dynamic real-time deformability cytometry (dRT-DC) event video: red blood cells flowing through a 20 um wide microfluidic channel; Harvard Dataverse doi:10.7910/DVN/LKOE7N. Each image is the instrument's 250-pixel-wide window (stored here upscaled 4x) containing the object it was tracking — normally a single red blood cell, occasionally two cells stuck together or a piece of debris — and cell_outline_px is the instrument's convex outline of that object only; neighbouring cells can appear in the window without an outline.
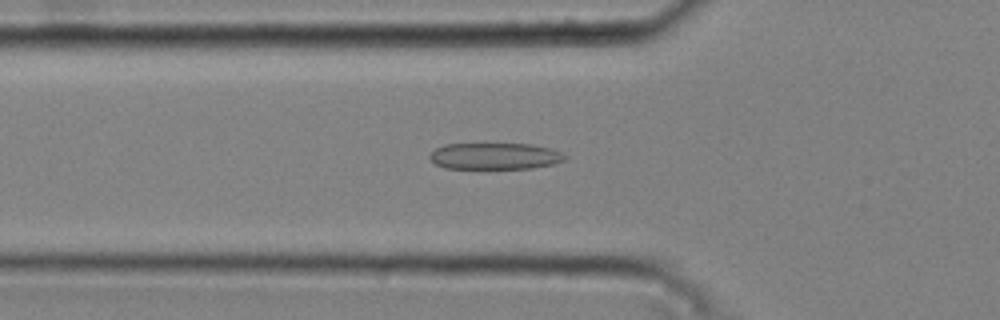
{"species": "common noctule bat (a hibernating species)", "species_latin": "Nyctalus noctula", "temperature_condition": "cold", "stored_images_in_passage": 44, "camera_frame_rate_fps": 3000, "um_per_image_px": 0.085, "animal": {"sex": "male", "body_mass_g": 20.4}, "frame": {"image": 1, "passage_image": 16, "time_ms": 5.0, "image_size_px": [1000, 320], "cell_outline_px": [[568, 156], [564, 160], [552, 164], [532, 168], [484, 172], [444, 168], [436, 164], [428, 156], [436, 148], [444, 144], [484, 140], [532, 144], [552, 148]], "centroid_in_image_um": [42.0, 13.26], "position_along_channel_um": 83.8, "area_um2": 23.35}}
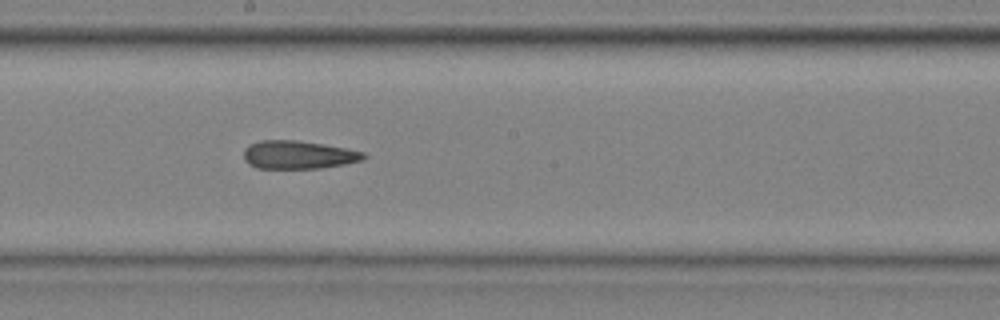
{"frame": {"image": 2, "passage_image": 27, "time_ms": 8.667, "image_size_px": [1000, 320], "cell_outline_px": [[368, 156], [364, 160], [344, 164], [320, 168], [256, 168], [248, 164], [244, 160], [244, 148], [248, 144], [260, 140], [296, 140], [324, 144], [348, 148], [364, 152]], "centroid_in_image_um": [25.36, 13.15], "position_along_channel_um": 222.8, "area_um2": 19.94}}
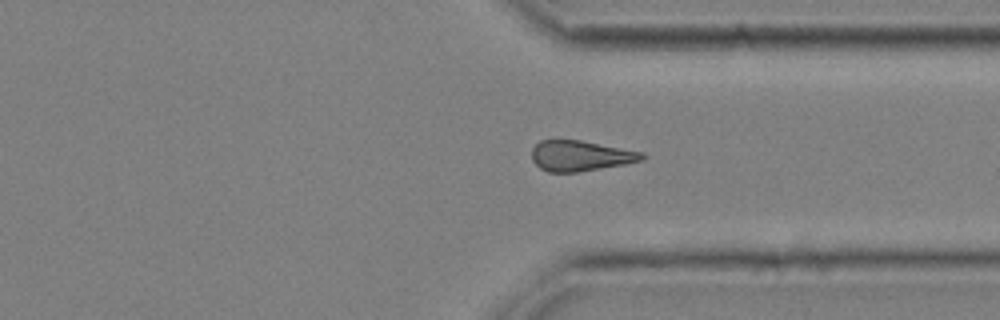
{"frame": {"image": 3, "passage_image": 38, "time_ms": 12.333, "image_size_px": [1000, 320], "cell_outline_px": [[648, 156], [644, 160], [624, 164], [576, 172], [548, 172], [540, 168], [532, 160], [532, 148], [540, 140], [580, 140], [644, 152]], "centroid_in_image_um": [49.36, 13.24], "position_along_channel_um": 362.0, "area_um2": 19.59}, "authors_computed_cell_mechanics": {"area_um2": 20.2011, "velocity_mm_per_s": 3.7824, "shape_relaxation_time_tau1_ms": null, "shape_relaxation_time_tau2_ms": 3.1359, "deformation_change_tau1": null, "deformation_change_tau2": 0.1315}}